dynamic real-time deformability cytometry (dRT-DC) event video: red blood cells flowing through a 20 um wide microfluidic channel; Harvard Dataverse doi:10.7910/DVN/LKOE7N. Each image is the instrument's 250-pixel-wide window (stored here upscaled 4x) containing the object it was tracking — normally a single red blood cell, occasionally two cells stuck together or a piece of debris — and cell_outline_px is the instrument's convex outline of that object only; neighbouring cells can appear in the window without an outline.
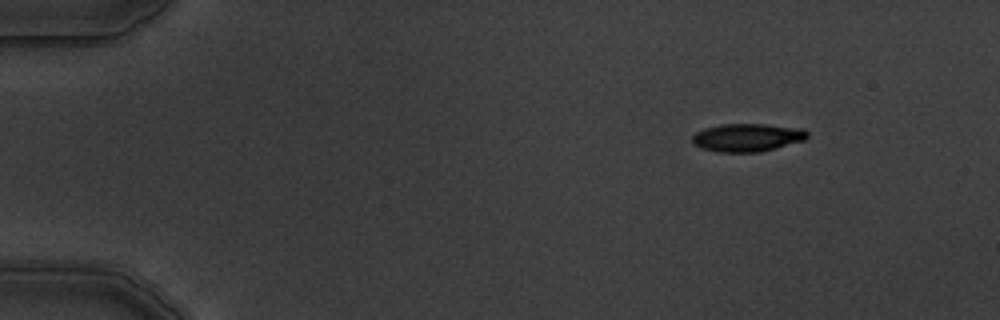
{"species": "common noctule bat (a hibernating species)", "species_latin": "Nyctalus noctula", "temperature_condition": "warm", "stored_images_in_passage": 4, "camera_frame_rate_fps": 3000, "um_per_image_px": 0.085, "animal": {"sex": "male", "body_mass_g": 19.5, "forearm_length_mm": 54.6}, "frame": {"image": 1, "passage_image": 1, "time_ms": 0.0, "image_size_px": [1000, 320], "cell_outline_px": [[808, 136], [804, 140], [776, 148], [760, 152], [720, 152], [700, 148], [692, 144], [692, 136], [696, 132], [704, 128], [720, 124], [764, 124], [804, 128], [808, 132]], "centroid_in_image_um": [63.5, 11.68], "position_along_channel_um": 21.5, "area_um2": 18.96}}
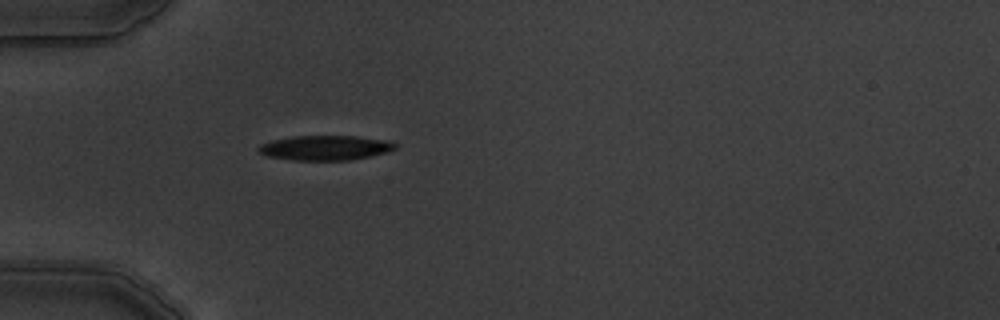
{"frame": {"image": 2, "passage_image": 4, "time_ms": 3.333, "image_size_px": [1000, 320], "cell_outline_px": [[396, 148], [384, 152], [368, 156], [348, 160], [292, 160], [268, 156], [260, 152], [260, 144], [272, 140], [292, 136], [356, 136], [392, 140], [396, 144]], "centroid_in_image_um": [27.67, 12.55], "position_along_channel_um": 57.3, "area_um2": 19.54}}